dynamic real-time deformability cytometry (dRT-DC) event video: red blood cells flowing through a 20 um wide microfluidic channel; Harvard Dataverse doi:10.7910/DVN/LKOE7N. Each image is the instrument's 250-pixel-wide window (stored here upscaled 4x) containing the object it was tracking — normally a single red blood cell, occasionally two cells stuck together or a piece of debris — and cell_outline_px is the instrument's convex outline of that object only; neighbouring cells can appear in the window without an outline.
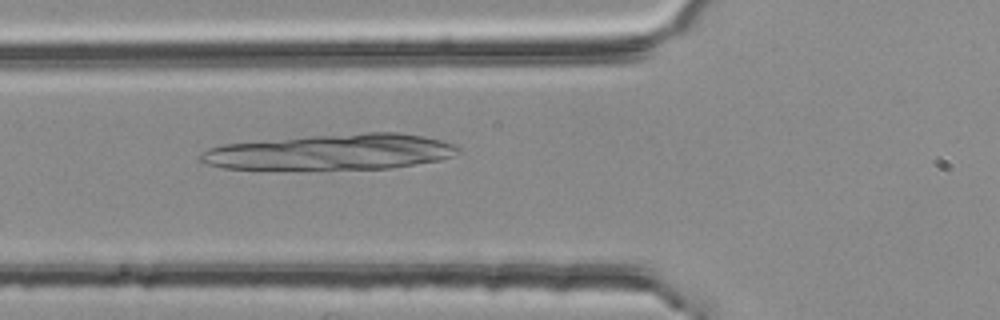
{"species": "common noctule bat (a hibernating species)", "species_latin": "Nyctalus noctula", "temperature_condition": "room temperature", "stored_images_in_passage": 37, "camera_frame_rate_fps": 3000, "um_per_image_px": 0.085, "animal": {"sex": "female", "body_mass_g": 25.1}, "frame": {"image": 1, "passage_image": 6, "time_ms": 1.667, "image_size_px": [1000, 320], "cell_outline_px": [[460, 152], [452, 156], [440, 160], [392, 168], [220, 168], [200, 164], [196, 160], [196, 156], [200, 152], [208, 148], [224, 144], [312, 136], [364, 132], [396, 132], [424, 136], [440, 140], [452, 144], [460, 148]], "centroid_in_image_um": [28.1, 12.91], "position_along_channel_um": 97.7, "area_um2": 53.23}}
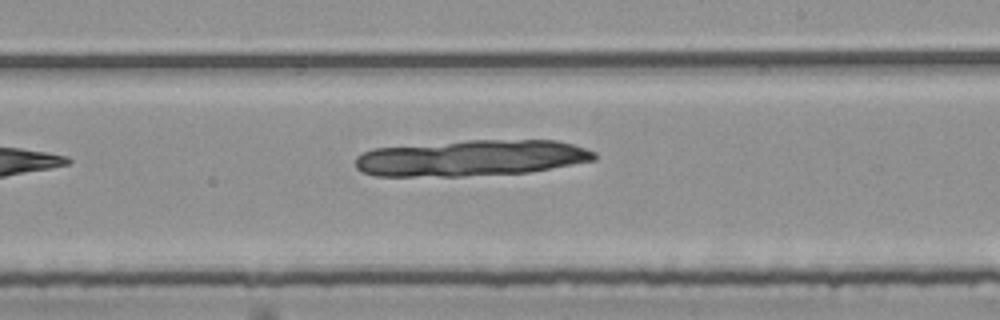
{"frame": {"image": 2, "passage_image": 18, "time_ms": 5.667, "image_size_px": [1000, 320], "cell_outline_px": [[596, 160], [528, 172], [464, 176], [376, 176], [360, 172], [356, 168], [356, 156], [372, 148], [464, 140], [556, 140], [572, 144], [596, 152]], "centroid_in_image_um": [40.02, 13.43], "position_along_channel_um": 249.0, "area_um2": 50.52}}
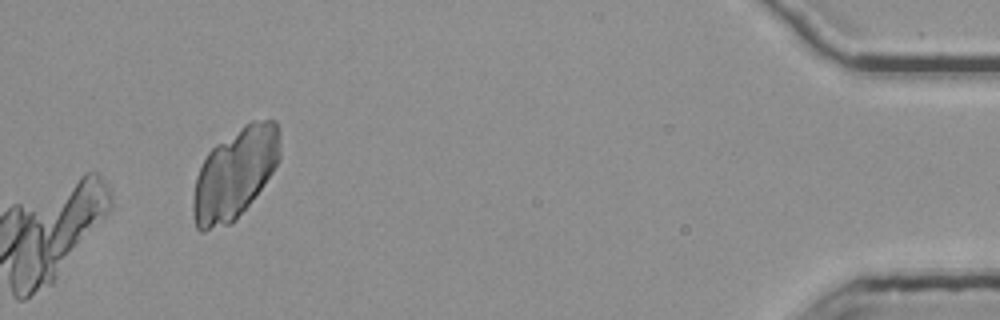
{"frame": {"image": 3, "passage_image": 37, "time_ms": 12.0, "image_size_px": [1000, 320], "cell_outline_px": [[280, 160], [264, 184], [236, 220], [232, 224], [204, 232], [200, 232], [196, 228], [192, 216], [192, 200], [196, 176], [208, 152], [216, 144], [244, 124], [252, 120], [276, 120], [280, 132]], "centroid_in_image_um": [19.95, 14.77], "position_along_channel_um": 415.2, "area_um2": 46.24}}